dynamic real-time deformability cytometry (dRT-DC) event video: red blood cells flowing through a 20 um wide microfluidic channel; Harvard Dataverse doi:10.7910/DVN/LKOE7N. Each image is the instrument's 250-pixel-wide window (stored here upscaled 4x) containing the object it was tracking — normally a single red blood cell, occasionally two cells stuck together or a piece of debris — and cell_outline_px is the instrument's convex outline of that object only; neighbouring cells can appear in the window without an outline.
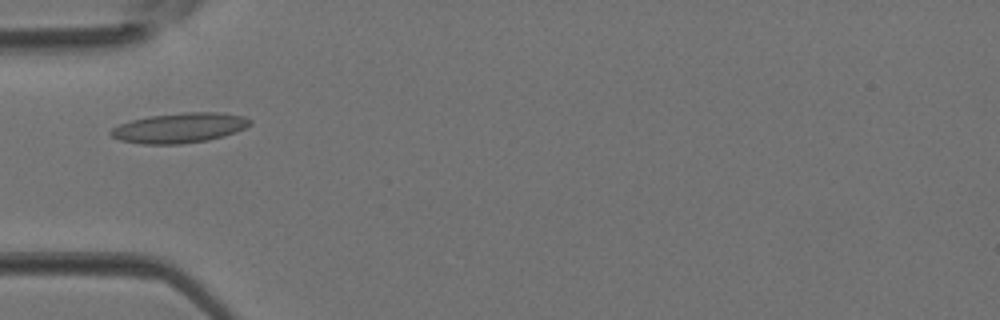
{"species": "Egyptian fruit bat (a non-hibernating species)", "species_latin": "Rousettus aegyptiacus", "temperature_condition": "room temperature", "stored_images_in_passage": 3, "camera_frame_rate_fps": 3000, "um_per_image_px": 0.085, "animal": {"sex": "female"}, "frame": {"image": 1, "passage_image": 3, "time_ms": 0.667, "image_size_px": [1000, 320], "cell_outline_px": [[252, 124], [236, 132], [224, 136], [208, 140], [180, 144], [144, 144], [120, 140], [112, 136], [108, 132], [112, 128], [120, 124], [132, 120], [148, 116], [184, 112], [224, 112], [244, 116], [252, 120]], "centroid_in_image_um": [15.29, 10.86], "position_along_channel_um": 69.7, "area_um2": 24.45}}